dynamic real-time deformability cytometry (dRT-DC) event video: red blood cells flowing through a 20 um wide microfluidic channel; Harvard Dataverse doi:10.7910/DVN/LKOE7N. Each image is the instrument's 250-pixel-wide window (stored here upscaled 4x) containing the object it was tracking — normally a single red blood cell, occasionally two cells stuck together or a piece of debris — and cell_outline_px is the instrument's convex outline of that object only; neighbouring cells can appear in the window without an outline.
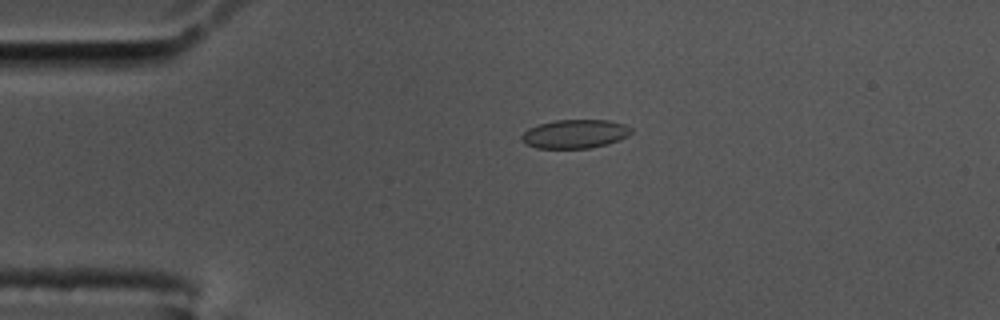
{"species": "common noctule bat (a hibernating species)", "species_latin": "Nyctalus noctula", "temperature_condition": "cold", "stored_images_in_passage": 53, "camera_frame_rate_fps": 3000, "um_per_image_px": 0.085, "animal": {"sex": "male", "body_mass_g": 17.5, "forearm_length_mm": 52.3}, "frame": {"image": 1, "passage_image": 8, "time_ms": 2.333, "image_size_px": [1000, 320], "cell_outline_px": [[632, 132], [628, 136], [620, 140], [608, 144], [592, 148], [536, 148], [524, 144], [520, 140], [520, 136], [528, 128], [540, 124], [556, 120], [608, 120], [624, 124], [632, 128]], "centroid_in_image_um": [48.87, 11.39], "position_along_channel_um": 36.1, "area_um2": 18.55}}
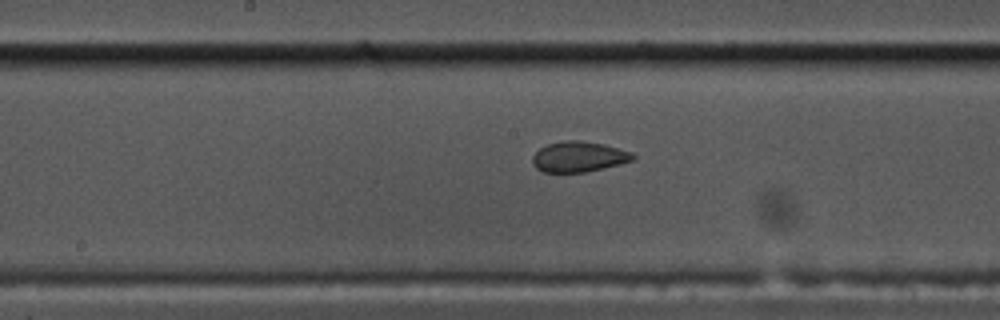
{"frame": {"image": 2, "passage_image": 25, "time_ms": 8.0, "image_size_px": [1000, 320], "cell_outline_px": [[636, 156], [632, 160], [620, 164], [584, 172], [544, 172], [536, 168], [532, 164], [532, 156], [540, 148], [548, 144], [564, 140], [580, 140], [604, 144], [632, 152]], "centroid_in_image_um": [49.18, 13.31], "position_along_channel_um": 199.0, "area_um2": 17.8}}
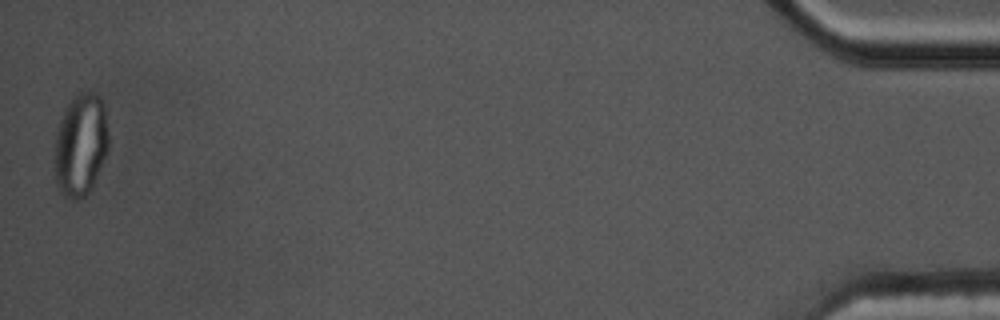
{"frame": {"image": 3, "passage_image": 53, "time_ms": 17.333, "image_size_px": [1000, 320], "cell_outline_px": [[108, 148], [92, 188], [84, 200], [72, 200], [64, 196], [56, 184], [52, 164], [56, 132], [64, 108], [76, 92], [92, 92], [100, 96], [104, 104], [108, 136]], "centroid_in_image_um": [6.81, 12.34], "position_along_channel_um": 428.4, "area_um2": 33.12}}